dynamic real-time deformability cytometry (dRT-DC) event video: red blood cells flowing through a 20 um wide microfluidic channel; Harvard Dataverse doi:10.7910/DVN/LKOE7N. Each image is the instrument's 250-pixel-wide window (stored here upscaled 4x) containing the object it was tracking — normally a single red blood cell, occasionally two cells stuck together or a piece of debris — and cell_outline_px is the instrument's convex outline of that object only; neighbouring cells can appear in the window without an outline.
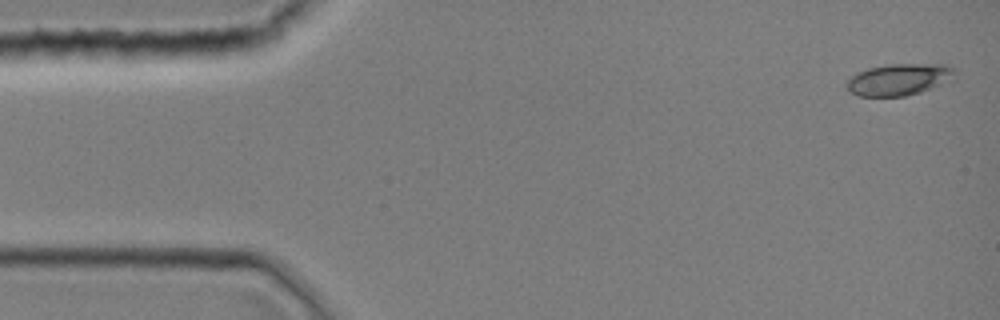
{"species": "common noctule bat (a hibernating species)", "species_latin": "Nyctalus noctula", "temperature_condition": "room temperature", "stored_images_in_passage": 43, "camera_frame_rate_fps": 3000, "um_per_image_px": 0.085, "animal": {"sex": "female", "body_mass_g": 19.0, "forearm_length_mm": 51.5}, "frame": {"image": 1, "passage_image": 1, "time_ms": 0.0, "image_size_px": [1000, 320], "cell_outline_px": [[956, 80], [920, 92], [904, 96], [856, 96], [848, 88], [848, 80], [856, 72], [868, 68], [888, 64], [944, 64], [956, 68]], "centroid_in_image_um": [76.51, 6.74], "position_along_channel_um": 8.5, "area_um2": 20.23}}
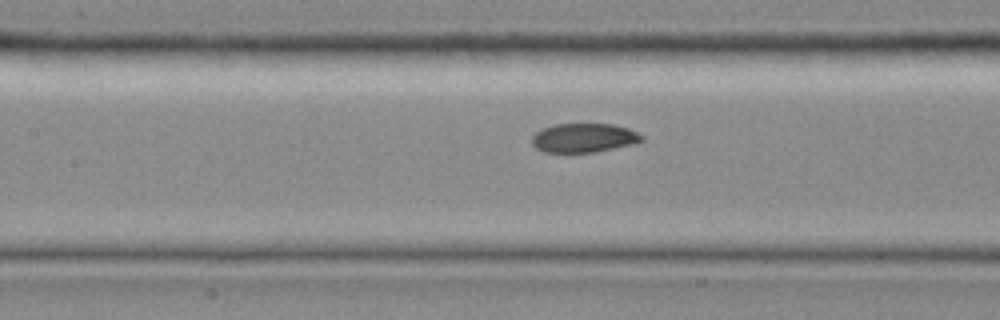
{"frame": {"image": 2, "passage_image": 19, "time_ms": 6.0, "image_size_px": [1000, 320], "cell_outline_px": [[644, 140], [632, 144], [596, 152], [544, 152], [536, 148], [532, 144], [532, 136], [540, 128], [556, 124], [612, 124], [628, 128], [644, 136]], "centroid_in_image_um": [49.61, 11.71], "position_along_channel_um": 157.8, "area_um2": 18.61}}
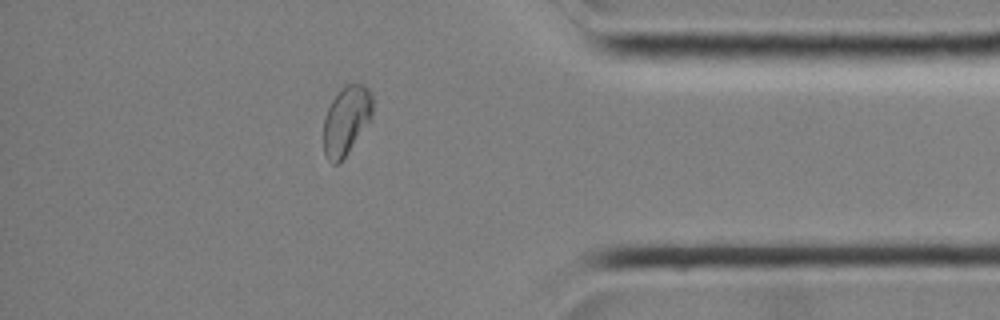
{"frame": {"image": 3, "passage_image": 37, "time_ms": 12.0, "image_size_px": [1000, 320], "cell_outline_px": [[372, 116], [340, 164], [332, 164], [328, 160], [324, 152], [324, 116], [332, 100], [344, 84], [364, 84], [368, 88], [372, 96]], "centroid_in_image_um": [29.42, 10.23], "position_along_channel_um": 405.8, "area_um2": 19.54}}